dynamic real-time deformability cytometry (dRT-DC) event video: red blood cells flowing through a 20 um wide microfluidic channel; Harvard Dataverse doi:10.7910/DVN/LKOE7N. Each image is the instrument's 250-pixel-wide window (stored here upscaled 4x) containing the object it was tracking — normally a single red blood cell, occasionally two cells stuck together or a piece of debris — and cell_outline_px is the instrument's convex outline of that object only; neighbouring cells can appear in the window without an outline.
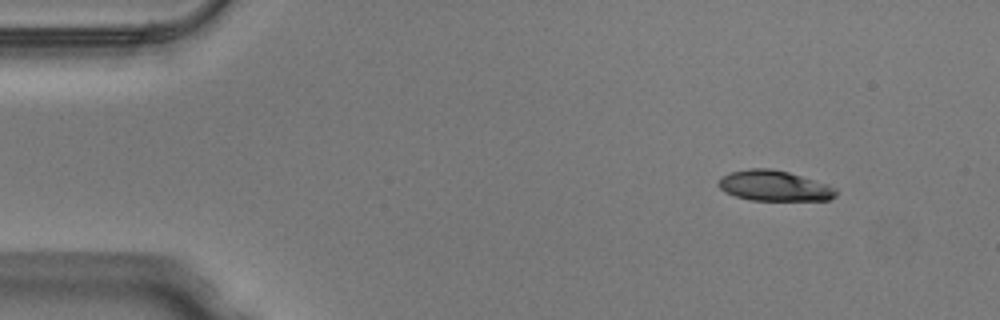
{"species": "Egyptian fruit bat (a non-hibernating species)", "species_latin": "Rousettus aegyptiacus", "temperature_condition": "warm", "stored_images_in_passage": 45, "camera_frame_rate_fps": 3000, "um_per_image_px": 0.085, "animal": {"sex": "male"}, "frame": {"image": 1, "passage_image": 1, "time_ms": 0.0, "image_size_px": [1000, 320], "cell_outline_px": [[836, 196], [828, 200], [752, 200], [736, 196], [724, 192], [716, 184], [724, 176], [732, 172], [748, 168], [772, 168], [788, 172], [828, 184], [836, 188]], "centroid_in_image_um": [65.82, 15.79], "position_along_channel_um": 19.2, "area_um2": 20.75}}
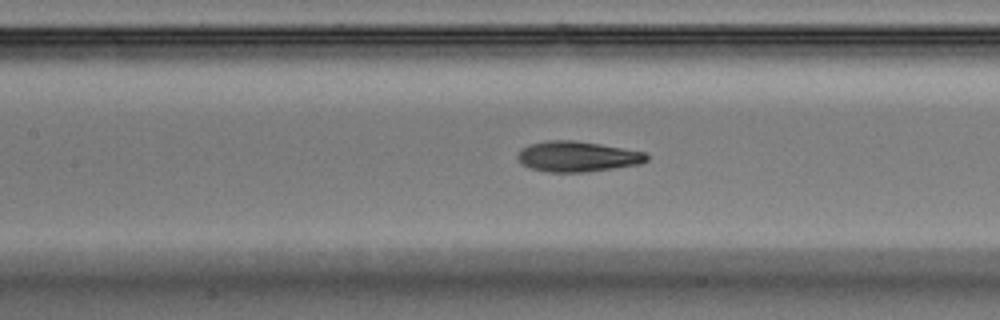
{"frame": {"image": 2, "passage_image": 18, "time_ms": 5.667, "image_size_px": [1000, 320], "cell_outline_px": [[648, 160], [640, 164], [584, 172], [548, 172], [528, 168], [520, 164], [516, 156], [520, 148], [532, 144], [548, 140], [572, 140], [600, 144], [644, 152], [648, 156]], "centroid_in_image_um": [49.02, 13.31], "position_along_channel_um": 158.4, "area_um2": 22.89}}
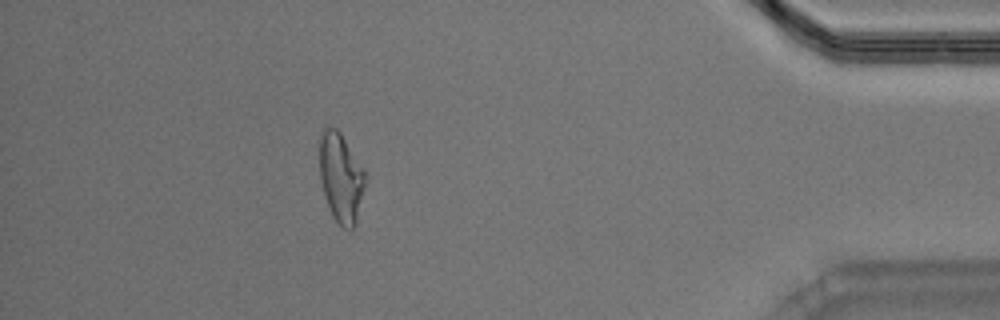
{"frame": {"image": 3, "passage_image": 40, "time_ms": 13.0, "image_size_px": [1000, 320], "cell_outline_px": [[364, 188], [356, 224], [352, 228], [344, 228], [332, 216], [324, 196], [320, 180], [320, 140], [324, 128], [336, 128], [340, 132], [364, 168]], "centroid_in_image_um": [28.97, 15.11], "position_along_channel_um": 406.2, "area_um2": 23.47}, "authors_computed_cell_mechanics": {"area_um2": 22.831, "velocity_mm_per_s": 4.0451, "shape_relaxation_time_tau1_ms": 5.4938, "shape_relaxation_time_tau2_ms": 1.85, "deformation_change_tau1": 0.1921, "deformation_change_tau2": 0.087}}